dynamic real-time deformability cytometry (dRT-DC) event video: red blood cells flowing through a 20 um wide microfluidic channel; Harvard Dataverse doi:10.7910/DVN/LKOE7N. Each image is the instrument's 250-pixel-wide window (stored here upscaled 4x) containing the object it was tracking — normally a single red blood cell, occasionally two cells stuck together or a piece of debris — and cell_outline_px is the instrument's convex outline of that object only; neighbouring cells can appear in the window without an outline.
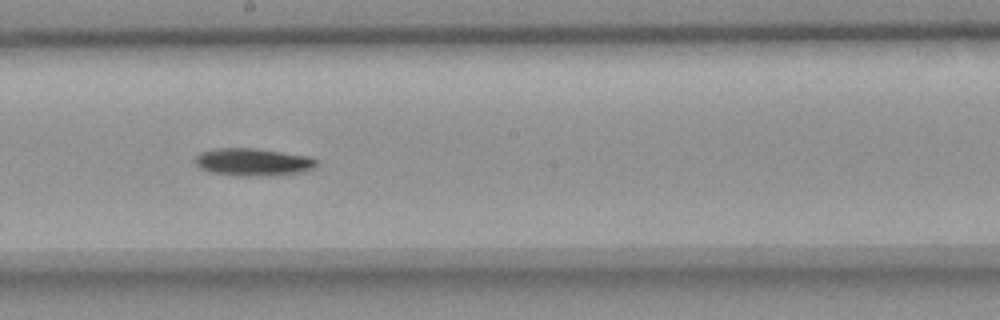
{"species": "common noctule bat (a hibernating species)", "species_latin": "Nyctalus noctula", "temperature_condition": "room temperature", "stored_images_in_passage": 20, "camera_frame_rate_fps": 3000, "um_per_image_px": 0.085, "animal": {"sex": "female", "body_mass_g": 18.4}, "frame": {"image": 1, "passage_image": 17, "time_ms": 5.333, "image_size_px": [1000, 320], "cell_outline_px": [[316, 168], [304, 172], [276, 176], [236, 176], [208, 172], [200, 168], [192, 160], [200, 152], [216, 148], [252, 148], [312, 156], [316, 160]], "centroid_in_image_um": [21.51, 13.79], "position_along_channel_um": 226.7, "area_um2": 20.0}}